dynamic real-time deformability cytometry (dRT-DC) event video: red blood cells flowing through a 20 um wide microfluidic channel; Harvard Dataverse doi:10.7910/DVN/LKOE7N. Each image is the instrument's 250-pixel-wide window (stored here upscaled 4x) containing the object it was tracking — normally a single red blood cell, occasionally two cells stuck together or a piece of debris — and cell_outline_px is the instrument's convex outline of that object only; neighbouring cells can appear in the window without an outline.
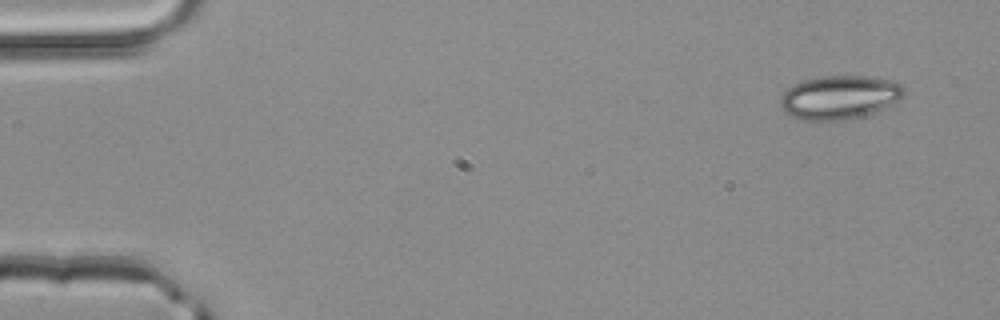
{"species": "common noctule bat (a hibernating species)", "species_latin": "Nyctalus noctula", "temperature_condition": "room temperature", "stored_images_in_passage": 3, "camera_frame_rate_fps": 3000, "um_per_image_px": 0.085, "animal": {"sex": "male", "body_mass_g": 20.4}, "frame": {"image": 1, "passage_image": 1, "time_ms": 0.0, "image_size_px": [1000, 320], "cell_outline_px": [[904, 96], [884, 108], [872, 112], [840, 120], [800, 120], [784, 112], [780, 104], [780, 96], [788, 88], [804, 80], [824, 76], [868, 76], [892, 80], [900, 84], [904, 88]], "centroid_in_image_um": [71.33, 8.26], "position_along_channel_um": 13.7, "area_um2": 31.1}}